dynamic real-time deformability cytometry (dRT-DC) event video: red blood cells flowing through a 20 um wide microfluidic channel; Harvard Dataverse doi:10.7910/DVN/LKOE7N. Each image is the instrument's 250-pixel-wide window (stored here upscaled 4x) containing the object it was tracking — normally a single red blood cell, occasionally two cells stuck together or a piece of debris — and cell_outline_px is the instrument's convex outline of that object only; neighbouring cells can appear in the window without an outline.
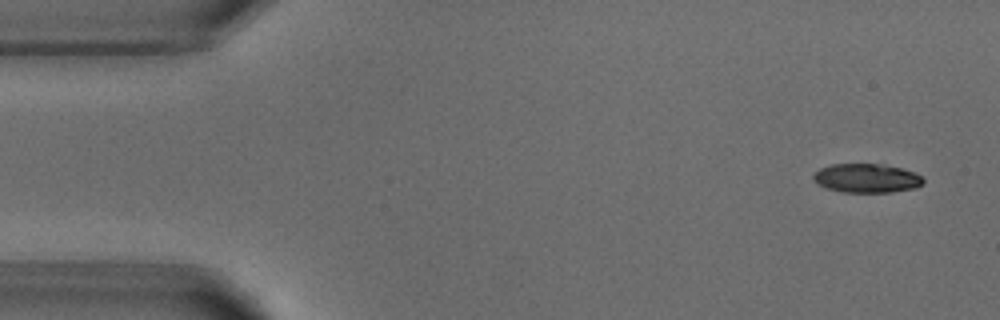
{"species": "common noctule bat (a hibernating species)", "species_latin": "Nyctalus noctula", "temperature_condition": "warm", "stored_images_in_passage": 5, "camera_frame_rate_fps": 3000, "um_per_image_px": 0.085, "animal": {"sex": "male", "body_mass_g": 18.8}, "frame": {"image": 1, "passage_image": 1, "time_ms": 0.0, "image_size_px": [1000, 320], "cell_outline_px": [[924, 184], [916, 188], [892, 192], [844, 192], [828, 188], [816, 184], [812, 180], [812, 176], [820, 168], [832, 164], [876, 164], [900, 168], [924, 176]], "centroid_in_image_um": [73.67, 15.15], "position_along_channel_um": 11.3, "area_um2": 18.55}}
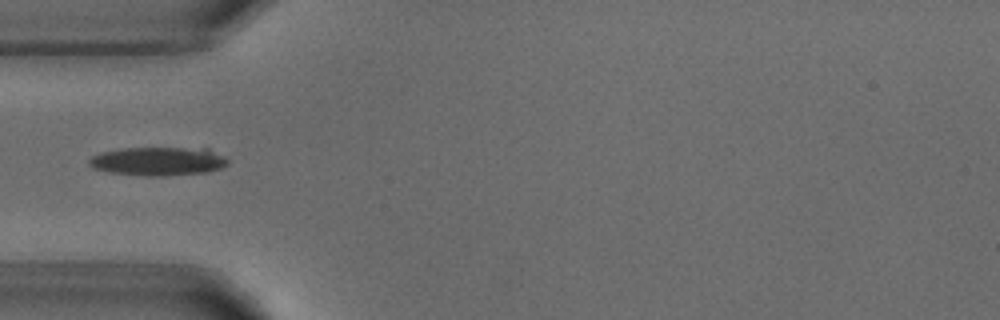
{"frame": {"image": 2, "passage_image": 4, "time_ms": 4.333, "image_size_px": [1000, 320], "cell_outline_px": [[228, 164], [220, 168], [208, 172], [164, 176], [144, 176], [108, 172], [92, 168], [88, 164], [88, 160], [92, 156], [100, 152], [124, 148], [208, 148], [224, 156], [228, 160]], "centroid_in_image_um": [13.43, 13.71], "position_along_channel_um": 71.6, "area_um2": 23.35}}